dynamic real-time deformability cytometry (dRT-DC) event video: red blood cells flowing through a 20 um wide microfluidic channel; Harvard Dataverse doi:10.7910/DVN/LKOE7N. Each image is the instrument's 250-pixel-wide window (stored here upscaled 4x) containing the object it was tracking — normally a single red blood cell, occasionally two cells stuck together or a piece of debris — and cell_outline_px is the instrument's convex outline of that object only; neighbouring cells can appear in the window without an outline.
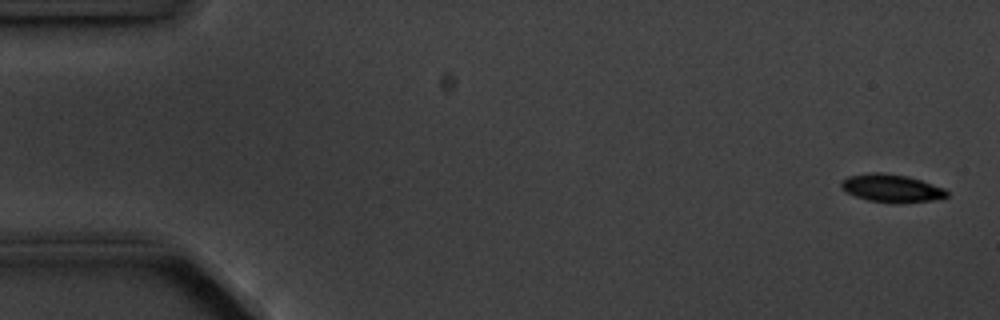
{"species": "common noctule bat (a hibernating species)", "species_latin": "Nyctalus noctula", "temperature_condition": "cold", "stored_images_in_passage": 7, "segment_of_instrument_passage": [2, 2], "camera_frame_rate_fps": 3000, "um_per_image_px": 0.085, "animal": {"sex": "male", "body_mass_g": 20.1, "forearm_length_mm": 53.5}, "frame": {"image": 1, "passage_image": 7, "time_ms": 7.667, "image_size_px": [1000, 320], "cell_outline_px": [[948, 196], [932, 200], [868, 200], [856, 196], [840, 188], [840, 180], [848, 176], [872, 172], [880, 172], [908, 176], [944, 188], [948, 192]], "centroid_in_image_um": [75.72, 15.93], "position_along_channel_um": 9.3, "area_um2": 16.3}}